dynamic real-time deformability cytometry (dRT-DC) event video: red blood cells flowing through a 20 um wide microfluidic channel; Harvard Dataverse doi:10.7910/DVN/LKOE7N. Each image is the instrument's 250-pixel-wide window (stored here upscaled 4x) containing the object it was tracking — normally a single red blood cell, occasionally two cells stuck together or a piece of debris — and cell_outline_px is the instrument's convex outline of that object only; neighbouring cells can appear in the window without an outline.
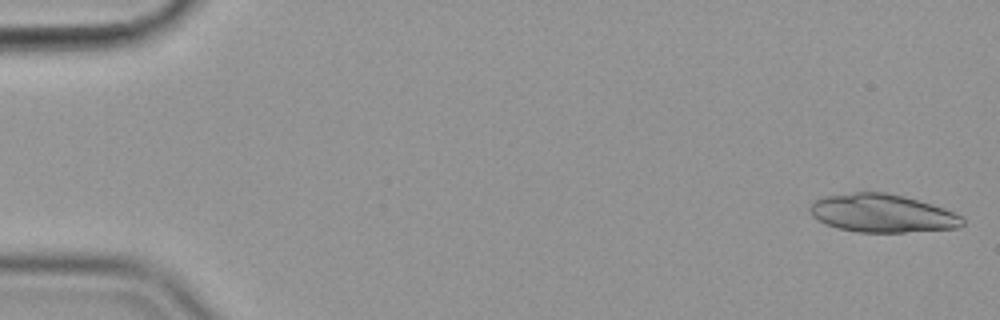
{"species": "common noctule bat (a hibernating species)", "species_latin": "Nyctalus noctula", "temperature_condition": "cold", "stored_images_in_passage": 55, "camera_frame_rate_fps": 3000, "um_per_image_px": 0.085, "animal": {"sex": "female", "body_mass_g": 19.9}, "frame": {"image": 1, "passage_image": 1, "time_ms": 0.0, "image_size_px": [1000, 320], "cell_outline_px": [[964, 224], [960, 228], [904, 232], [860, 232], [840, 228], [824, 224], [812, 216], [808, 208], [816, 200], [824, 196], [856, 192], [884, 192], [904, 196], [932, 204], [944, 208], [964, 216]], "centroid_in_image_um": [75.02, 18.13], "position_along_channel_um": 10.0, "area_um2": 33.99}}